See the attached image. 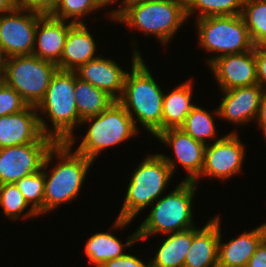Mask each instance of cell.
<instances>
[{
	"mask_svg": "<svg viewBox=\"0 0 266 267\" xmlns=\"http://www.w3.org/2000/svg\"><path fill=\"white\" fill-rule=\"evenodd\" d=\"M212 116L206 109L194 106L180 128L189 134L194 140L206 144L205 139L217 135L215 123Z\"/></svg>",
	"mask_w": 266,
	"mask_h": 267,
	"instance_id": "cell-29",
	"label": "cell"
},
{
	"mask_svg": "<svg viewBox=\"0 0 266 267\" xmlns=\"http://www.w3.org/2000/svg\"><path fill=\"white\" fill-rule=\"evenodd\" d=\"M187 18L199 10L198 18L240 15L243 0H185Z\"/></svg>",
	"mask_w": 266,
	"mask_h": 267,
	"instance_id": "cell-28",
	"label": "cell"
},
{
	"mask_svg": "<svg viewBox=\"0 0 266 267\" xmlns=\"http://www.w3.org/2000/svg\"><path fill=\"white\" fill-rule=\"evenodd\" d=\"M259 125L263 130V134L266 138V89L264 88L260 97L259 112L257 115V120Z\"/></svg>",
	"mask_w": 266,
	"mask_h": 267,
	"instance_id": "cell-37",
	"label": "cell"
},
{
	"mask_svg": "<svg viewBox=\"0 0 266 267\" xmlns=\"http://www.w3.org/2000/svg\"><path fill=\"white\" fill-rule=\"evenodd\" d=\"M159 141L173 148L175 159L188 172L184 181L197 183L203 169L206 144L194 140L181 128H168L155 136Z\"/></svg>",
	"mask_w": 266,
	"mask_h": 267,
	"instance_id": "cell-15",
	"label": "cell"
},
{
	"mask_svg": "<svg viewBox=\"0 0 266 267\" xmlns=\"http://www.w3.org/2000/svg\"><path fill=\"white\" fill-rule=\"evenodd\" d=\"M192 87L189 80L163 95L162 131L168 128H180L184 123L195 106L191 102Z\"/></svg>",
	"mask_w": 266,
	"mask_h": 267,
	"instance_id": "cell-22",
	"label": "cell"
},
{
	"mask_svg": "<svg viewBox=\"0 0 266 267\" xmlns=\"http://www.w3.org/2000/svg\"><path fill=\"white\" fill-rule=\"evenodd\" d=\"M43 15L14 8L0 16V47L9 57L33 54L37 23Z\"/></svg>",
	"mask_w": 266,
	"mask_h": 267,
	"instance_id": "cell-11",
	"label": "cell"
},
{
	"mask_svg": "<svg viewBox=\"0 0 266 267\" xmlns=\"http://www.w3.org/2000/svg\"><path fill=\"white\" fill-rule=\"evenodd\" d=\"M262 90L263 88L257 83L222 91L225 98L214 113L237 125L257 119Z\"/></svg>",
	"mask_w": 266,
	"mask_h": 267,
	"instance_id": "cell-16",
	"label": "cell"
},
{
	"mask_svg": "<svg viewBox=\"0 0 266 267\" xmlns=\"http://www.w3.org/2000/svg\"><path fill=\"white\" fill-rule=\"evenodd\" d=\"M85 122L92 124L75 151L93 162L101 151L121 144L138 132L133 119L118 101H114L99 115L83 119L81 124Z\"/></svg>",
	"mask_w": 266,
	"mask_h": 267,
	"instance_id": "cell-7",
	"label": "cell"
},
{
	"mask_svg": "<svg viewBox=\"0 0 266 267\" xmlns=\"http://www.w3.org/2000/svg\"><path fill=\"white\" fill-rule=\"evenodd\" d=\"M136 241H139L137 230L130 236L125 245L121 244L115 235L107 232L96 233L87 240L85 253L89 262L99 267L102 263L124 256L123 248L133 246Z\"/></svg>",
	"mask_w": 266,
	"mask_h": 267,
	"instance_id": "cell-23",
	"label": "cell"
},
{
	"mask_svg": "<svg viewBox=\"0 0 266 267\" xmlns=\"http://www.w3.org/2000/svg\"><path fill=\"white\" fill-rule=\"evenodd\" d=\"M55 141L44 135L38 142L0 149V185L16 183L42 169L45 156Z\"/></svg>",
	"mask_w": 266,
	"mask_h": 267,
	"instance_id": "cell-10",
	"label": "cell"
},
{
	"mask_svg": "<svg viewBox=\"0 0 266 267\" xmlns=\"http://www.w3.org/2000/svg\"><path fill=\"white\" fill-rule=\"evenodd\" d=\"M35 106L0 117V149L38 142L50 130Z\"/></svg>",
	"mask_w": 266,
	"mask_h": 267,
	"instance_id": "cell-13",
	"label": "cell"
},
{
	"mask_svg": "<svg viewBox=\"0 0 266 267\" xmlns=\"http://www.w3.org/2000/svg\"><path fill=\"white\" fill-rule=\"evenodd\" d=\"M209 66L222 91L258 83L254 47L243 53L218 57Z\"/></svg>",
	"mask_w": 266,
	"mask_h": 267,
	"instance_id": "cell-14",
	"label": "cell"
},
{
	"mask_svg": "<svg viewBox=\"0 0 266 267\" xmlns=\"http://www.w3.org/2000/svg\"><path fill=\"white\" fill-rule=\"evenodd\" d=\"M15 184L23 194L27 203L29 205L31 204L29 211H27L24 217L42 215L45 188V177L42 169L29 176L23 177Z\"/></svg>",
	"mask_w": 266,
	"mask_h": 267,
	"instance_id": "cell-27",
	"label": "cell"
},
{
	"mask_svg": "<svg viewBox=\"0 0 266 267\" xmlns=\"http://www.w3.org/2000/svg\"><path fill=\"white\" fill-rule=\"evenodd\" d=\"M27 106L12 87L6 83L0 84V117L21 112Z\"/></svg>",
	"mask_w": 266,
	"mask_h": 267,
	"instance_id": "cell-32",
	"label": "cell"
},
{
	"mask_svg": "<svg viewBox=\"0 0 266 267\" xmlns=\"http://www.w3.org/2000/svg\"><path fill=\"white\" fill-rule=\"evenodd\" d=\"M115 1H118V0H96V2L99 4V6L100 7H104V6H106V5H109V3L111 4V3H115ZM129 2V0H124L122 3L123 4H121V5H123V7L122 8H120V9H118V10H114L113 12H111L110 13V17L112 18V19H114L123 9H124V7L126 6V4Z\"/></svg>",
	"mask_w": 266,
	"mask_h": 267,
	"instance_id": "cell-39",
	"label": "cell"
},
{
	"mask_svg": "<svg viewBox=\"0 0 266 267\" xmlns=\"http://www.w3.org/2000/svg\"><path fill=\"white\" fill-rule=\"evenodd\" d=\"M266 237V223L244 232L228 243L221 242L219 233L218 267H246L257 246Z\"/></svg>",
	"mask_w": 266,
	"mask_h": 267,
	"instance_id": "cell-21",
	"label": "cell"
},
{
	"mask_svg": "<svg viewBox=\"0 0 266 267\" xmlns=\"http://www.w3.org/2000/svg\"><path fill=\"white\" fill-rule=\"evenodd\" d=\"M114 19L145 36L153 33L166 45L187 19L185 0L129 1Z\"/></svg>",
	"mask_w": 266,
	"mask_h": 267,
	"instance_id": "cell-4",
	"label": "cell"
},
{
	"mask_svg": "<svg viewBox=\"0 0 266 267\" xmlns=\"http://www.w3.org/2000/svg\"><path fill=\"white\" fill-rule=\"evenodd\" d=\"M15 8L39 12L41 14H51L57 0H13Z\"/></svg>",
	"mask_w": 266,
	"mask_h": 267,
	"instance_id": "cell-33",
	"label": "cell"
},
{
	"mask_svg": "<svg viewBox=\"0 0 266 267\" xmlns=\"http://www.w3.org/2000/svg\"><path fill=\"white\" fill-rule=\"evenodd\" d=\"M67 142H55L47 152L42 171L45 177L43 214L54 210L59 205L75 199L93 161L77 151L71 152ZM60 161L55 164L48 175L45 168L52 163L53 157Z\"/></svg>",
	"mask_w": 266,
	"mask_h": 267,
	"instance_id": "cell-2",
	"label": "cell"
},
{
	"mask_svg": "<svg viewBox=\"0 0 266 267\" xmlns=\"http://www.w3.org/2000/svg\"><path fill=\"white\" fill-rule=\"evenodd\" d=\"M75 71L57 70L52 76L45 97L37 105V111L46 113L53 124L50 137L55 142L74 144L73 129L82 119L74 97Z\"/></svg>",
	"mask_w": 266,
	"mask_h": 267,
	"instance_id": "cell-5",
	"label": "cell"
},
{
	"mask_svg": "<svg viewBox=\"0 0 266 267\" xmlns=\"http://www.w3.org/2000/svg\"><path fill=\"white\" fill-rule=\"evenodd\" d=\"M99 267H150V263L146 265L136 256L125 254L122 257L102 263Z\"/></svg>",
	"mask_w": 266,
	"mask_h": 267,
	"instance_id": "cell-35",
	"label": "cell"
},
{
	"mask_svg": "<svg viewBox=\"0 0 266 267\" xmlns=\"http://www.w3.org/2000/svg\"><path fill=\"white\" fill-rule=\"evenodd\" d=\"M241 16L254 46H266V0H243Z\"/></svg>",
	"mask_w": 266,
	"mask_h": 267,
	"instance_id": "cell-26",
	"label": "cell"
},
{
	"mask_svg": "<svg viewBox=\"0 0 266 267\" xmlns=\"http://www.w3.org/2000/svg\"><path fill=\"white\" fill-rule=\"evenodd\" d=\"M219 219L214 217L202 229L192 227V245L184 267H218Z\"/></svg>",
	"mask_w": 266,
	"mask_h": 267,
	"instance_id": "cell-19",
	"label": "cell"
},
{
	"mask_svg": "<svg viewBox=\"0 0 266 267\" xmlns=\"http://www.w3.org/2000/svg\"><path fill=\"white\" fill-rule=\"evenodd\" d=\"M0 205L6 216L17 220L29 206L15 183L0 185Z\"/></svg>",
	"mask_w": 266,
	"mask_h": 267,
	"instance_id": "cell-31",
	"label": "cell"
},
{
	"mask_svg": "<svg viewBox=\"0 0 266 267\" xmlns=\"http://www.w3.org/2000/svg\"><path fill=\"white\" fill-rule=\"evenodd\" d=\"M196 187L195 182L183 180L172 192L156 200L150 214L137 229L138 239L145 240L156 232L167 235L195 227L191 204Z\"/></svg>",
	"mask_w": 266,
	"mask_h": 267,
	"instance_id": "cell-6",
	"label": "cell"
},
{
	"mask_svg": "<svg viewBox=\"0 0 266 267\" xmlns=\"http://www.w3.org/2000/svg\"><path fill=\"white\" fill-rule=\"evenodd\" d=\"M66 22L50 14L43 15L37 23L33 55L57 65L69 28L73 25L71 22L68 24Z\"/></svg>",
	"mask_w": 266,
	"mask_h": 267,
	"instance_id": "cell-18",
	"label": "cell"
},
{
	"mask_svg": "<svg viewBox=\"0 0 266 267\" xmlns=\"http://www.w3.org/2000/svg\"><path fill=\"white\" fill-rule=\"evenodd\" d=\"M197 20L201 47L213 53L221 52L209 58V65L218 57L243 53L254 47L241 14L210 16Z\"/></svg>",
	"mask_w": 266,
	"mask_h": 267,
	"instance_id": "cell-8",
	"label": "cell"
},
{
	"mask_svg": "<svg viewBox=\"0 0 266 267\" xmlns=\"http://www.w3.org/2000/svg\"><path fill=\"white\" fill-rule=\"evenodd\" d=\"M258 84L264 89L266 83V46H254Z\"/></svg>",
	"mask_w": 266,
	"mask_h": 267,
	"instance_id": "cell-34",
	"label": "cell"
},
{
	"mask_svg": "<svg viewBox=\"0 0 266 267\" xmlns=\"http://www.w3.org/2000/svg\"><path fill=\"white\" fill-rule=\"evenodd\" d=\"M75 72L82 81L105 91L115 101L121 98L127 72L123 71L115 61L99 55L81 65Z\"/></svg>",
	"mask_w": 266,
	"mask_h": 267,
	"instance_id": "cell-17",
	"label": "cell"
},
{
	"mask_svg": "<svg viewBox=\"0 0 266 267\" xmlns=\"http://www.w3.org/2000/svg\"><path fill=\"white\" fill-rule=\"evenodd\" d=\"M14 8L13 0H0V15L12 11Z\"/></svg>",
	"mask_w": 266,
	"mask_h": 267,
	"instance_id": "cell-40",
	"label": "cell"
},
{
	"mask_svg": "<svg viewBox=\"0 0 266 267\" xmlns=\"http://www.w3.org/2000/svg\"><path fill=\"white\" fill-rule=\"evenodd\" d=\"M150 260V267H184L187 252L192 245V228L168 234Z\"/></svg>",
	"mask_w": 266,
	"mask_h": 267,
	"instance_id": "cell-24",
	"label": "cell"
},
{
	"mask_svg": "<svg viewBox=\"0 0 266 267\" xmlns=\"http://www.w3.org/2000/svg\"><path fill=\"white\" fill-rule=\"evenodd\" d=\"M74 97L79 117L83 120L106 110L115 100L105 91L82 81L75 72Z\"/></svg>",
	"mask_w": 266,
	"mask_h": 267,
	"instance_id": "cell-25",
	"label": "cell"
},
{
	"mask_svg": "<svg viewBox=\"0 0 266 267\" xmlns=\"http://www.w3.org/2000/svg\"><path fill=\"white\" fill-rule=\"evenodd\" d=\"M96 44L86 24H73L68 31L58 70L75 71L81 65L99 56H94Z\"/></svg>",
	"mask_w": 266,
	"mask_h": 267,
	"instance_id": "cell-20",
	"label": "cell"
},
{
	"mask_svg": "<svg viewBox=\"0 0 266 267\" xmlns=\"http://www.w3.org/2000/svg\"><path fill=\"white\" fill-rule=\"evenodd\" d=\"M98 8L100 6L96 0H57V4L50 15L64 21L71 19L73 24H85L79 18L85 17V15Z\"/></svg>",
	"mask_w": 266,
	"mask_h": 267,
	"instance_id": "cell-30",
	"label": "cell"
},
{
	"mask_svg": "<svg viewBox=\"0 0 266 267\" xmlns=\"http://www.w3.org/2000/svg\"><path fill=\"white\" fill-rule=\"evenodd\" d=\"M244 150L236 132L217 139L212 145L207 143L200 178L203 175L227 179L238 174L242 170Z\"/></svg>",
	"mask_w": 266,
	"mask_h": 267,
	"instance_id": "cell-12",
	"label": "cell"
},
{
	"mask_svg": "<svg viewBox=\"0 0 266 267\" xmlns=\"http://www.w3.org/2000/svg\"><path fill=\"white\" fill-rule=\"evenodd\" d=\"M246 267H266V237L257 246Z\"/></svg>",
	"mask_w": 266,
	"mask_h": 267,
	"instance_id": "cell-36",
	"label": "cell"
},
{
	"mask_svg": "<svg viewBox=\"0 0 266 267\" xmlns=\"http://www.w3.org/2000/svg\"><path fill=\"white\" fill-rule=\"evenodd\" d=\"M176 161L163 154L149 155L134 170L121 211L113 227L121 229L139 211L152 205L161 196L175 172Z\"/></svg>",
	"mask_w": 266,
	"mask_h": 267,
	"instance_id": "cell-3",
	"label": "cell"
},
{
	"mask_svg": "<svg viewBox=\"0 0 266 267\" xmlns=\"http://www.w3.org/2000/svg\"><path fill=\"white\" fill-rule=\"evenodd\" d=\"M133 55L132 70L126 74L123 94L118 102L133 119L136 128L135 120L156 136L162 131L164 93L144 63L140 51L135 49Z\"/></svg>",
	"mask_w": 266,
	"mask_h": 267,
	"instance_id": "cell-1",
	"label": "cell"
},
{
	"mask_svg": "<svg viewBox=\"0 0 266 267\" xmlns=\"http://www.w3.org/2000/svg\"><path fill=\"white\" fill-rule=\"evenodd\" d=\"M58 67L36 55L11 56L8 59L5 83L12 87L28 106H35L45 97L52 76Z\"/></svg>",
	"mask_w": 266,
	"mask_h": 267,
	"instance_id": "cell-9",
	"label": "cell"
},
{
	"mask_svg": "<svg viewBox=\"0 0 266 267\" xmlns=\"http://www.w3.org/2000/svg\"><path fill=\"white\" fill-rule=\"evenodd\" d=\"M9 56L0 47V84L5 83Z\"/></svg>",
	"mask_w": 266,
	"mask_h": 267,
	"instance_id": "cell-38",
	"label": "cell"
}]
</instances>
